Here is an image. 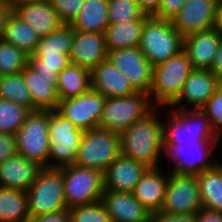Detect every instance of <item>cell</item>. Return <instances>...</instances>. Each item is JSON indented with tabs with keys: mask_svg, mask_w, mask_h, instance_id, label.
I'll return each mask as SVG.
<instances>
[{
	"mask_svg": "<svg viewBox=\"0 0 222 222\" xmlns=\"http://www.w3.org/2000/svg\"><path fill=\"white\" fill-rule=\"evenodd\" d=\"M120 155V134L98 127L83 132L75 165L104 173Z\"/></svg>",
	"mask_w": 222,
	"mask_h": 222,
	"instance_id": "cell-6",
	"label": "cell"
},
{
	"mask_svg": "<svg viewBox=\"0 0 222 222\" xmlns=\"http://www.w3.org/2000/svg\"><path fill=\"white\" fill-rule=\"evenodd\" d=\"M35 71L38 72V75L44 77H58L59 73L55 70V68L49 67H32Z\"/></svg>",
	"mask_w": 222,
	"mask_h": 222,
	"instance_id": "cell-50",
	"label": "cell"
},
{
	"mask_svg": "<svg viewBox=\"0 0 222 222\" xmlns=\"http://www.w3.org/2000/svg\"><path fill=\"white\" fill-rule=\"evenodd\" d=\"M0 4H9L8 0H0Z\"/></svg>",
	"mask_w": 222,
	"mask_h": 222,
	"instance_id": "cell-53",
	"label": "cell"
},
{
	"mask_svg": "<svg viewBox=\"0 0 222 222\" xmlns=\"http://www.w3.org/2000/svg\"><path fill=\"white\" fill-rule=\"evenodd\" d=\"M221 36L214 30H206L184 38L183 51L194 69H210L217 54Z\"/></svg>",
	"mask_w": 222,
	"mask_h": 222,
	"instance_id": "cell-24",
	"label": "cell"
},
{
	"mask_svg": "<svg viewBox=\"0 0 222 222\" xmlns=\"http://www.w3.org/2000/svg\"><path fill=\"white\" fill-rule=\"evenodd\" d=\"M107 59L124 74L137 91L149 93L153 66L139 47L109 51Z\"/></svg>",
	"mask_w": 222,
	"mask_h": 222,
	"instance_id": "cell-14",
	"label": "cell"
},
{
	"mask_svg": "<svg viewBox=\"0 0 222 222\" xmlns=\"http://www.w3.org/2000/svg\"><path fill=\"white\" fill-rule=\"evenodd\" d=\"M221 83L209 69H193L185 80L180 95L167 108L201 109Z\"/></svg>",
	"mask_w": 222,
	"mask_h": 222,
	"instance_id": "cell-15",
	"label": "cell"
},
{
	"mask_svg": "<svg viewBox=\"0 0 222 222\" xmlns=\"http://www.w3.org/2000/svg\"><path fill=\"white\" fill-rule=\"evenodd\" d=\"M218 0H186L172 18L173 27L183 37L213 29Z\"/></svg>",
	"mask_w": 222,
	"mask_h": 222,
	"instance_id": "cell-16",
	"label": "cell"
},
{
	"mask_svg": "<svg viewBox=\"0 0 222 222\" xmlns=\"http://www.w3.org/2000/svg\"><path fill=\"white\" fill-rule=\"evenodd\" d=\"M201 110L209 119L216 137L222 140V83Z\"/></svg>",
	"mask_w": 222,
	"mask_h": 222,
	"instance_id": "cell-38",
	"label": "cell"
},
{
	"mask_svg": "<svg viewBox=\"0 0 222 222\" xmlns=\"http://www.w3.org/2000/svg\"><path fill=\"white\" fill-rule=\"evenodd\" d=\"M217 167L222 171V161H217L216 162Z\"/></svg>",
	"mask_w": 222,
	"mask_h": 222,
	"instance_id": "cell-52",
	"label": "cell"
},
{
	"mask_svg": "<svg viewBox=\"0 0 222 222\" xmlns=\"http://www.w3.org/2000/svg\"><path fill=\"white\" fill-rule=\"evenodd\" d=\"M2 39L30 56L34 52L40 37L28 23L12 11L7 19Z\"/></svg>",
	"mask_w": 222,
	"mask_h": 222,
	"instance_id": "cell-29",
	"label": "cell"
},
{
	"mask_svg": "<svg viewBox=\"0 0 222 222\" xmlns=\"http://www.w3.org/2000/svg\"><path fill=\"white\" fill-rule=\"evenodd\" d=\"M58 169L62 172L64 199L68 209L101 200L104 193L102 172L75 164Z\"/></svg>",
	"mask_w": 222,
	"mask_h": 222,
	"instance_id": "cell-11",
	"label": "cell"
},
{
	"mask_svg": "<svg viewBox=\"0 0 222 222\" xmlns=\"http://www.w3.org/2000/svg\"><path fill=\"white\" fill-rule=\"evenodd\" d=\"M26 191L0 187V222H29Z\"/></svg>",
	"mask_w": 222,
	"mask_h": 222,
	"instance_id": "cell-30",
	"label": "cell"
},
{
	"mask_svg": "<svg viewBox=\"0 0 222 222\" xmlns=\"http://www.w3.org/2000/svg\"><path fill=\"white\" fill-rule=\"evenodd\" d=\"M109 24H118L132 20H146L136 0H108Z\"/></svg>",
	"mask_w": 222,
	"mask_h": 222,
	"instance_id": "cell-36",
	"label": "cell"
},
{
	"mask_svg": "<svg viewBox=\"0 0 222 222\" xmlns=\"http://www.w3.org/2000/svg\"><path fill=\"white\" fill-rule=\"evenodd\" d=\"M155 108L146 92L138 91L126 97L106 98L99 127L121 134L133 123L144 119Z\"/></svg>",
	"mask_w": 222,
	"mask_h": 222,
	"instance_id": "cell-5",
	"label": "cell"
},
{
	"mask_svg": "<svg viewBox=\"0 0 222 222\" xmlns=\"http://www.w3.org/2000/svg\"><path fill=\"white\" fill-rule=\"evenodd\" d=\"M145 20H132L109 24L104 31L107 51L138 47Z\"/></svg>",
	"mask_w": 222,
	"mask_h": 222,
	"instance_id": "cell-27",
	"label": "cell"
},
{
	"mask_svg": "<svg viewBox=\"0 0 222 222\" xmlns=\"http://www.w3.org/2000/svg\"><path fill=\"white\" fill-rule=\"evenodd\" d=\"M183 41L171 20L148 17L138 47L154 67L179 54L183 50Z\"/></svg>",
	"mask_w": 222,
	"mask_h": 222,
	"instance_id": "cell-4",
	"label": "cell"
},
{
	"mask_svg": "<svg viewBox=\"0 0 222 222\" xmlns=\"http://www.w3.org/2000/svg\"><path fill=\"white\" fill-rule=\"evenodd\" d=\"M70 62L91 71L107 59L104 33L74 31Z\"/></svg>",
	"mask_w": 222,
	"mask_h": 222,
	"instance_id": "cell-17",
	"label": "cell"
},
{
	"mask_svg": "<svg viewBox=\"0 0 222 222\" xmlns=\"http://www.w3.org/2000/svg\"><path fill=\"white\" fill-rule=\"evenodd\" d=\"M209 70L222 82V37L220 39L217 54L215 55Z\"/></svg>",
	"mask_w": 222,
	"mask_h": 222,
	"instance_id": "cell-47",
	"label": "cell"
},
{
	"mask_svg": "<svg viewBox=\"0 0 222 222\" xmlns=\"http://www.w3.org/2000/svg\"><path fill=\"white\" fill-rule=\"evenodd\" d=\"M196 222H222V212L202 207L196 213Z\"/></svg>",
	"mask_w": 222,
	"mask_h": 222,
	"instance_id": "cell-45",
	"label": "cell"
},
{
	"mask_svg": "<svg viewBox=\"0 0 222 222\" xmlns=\"http://www.w3.org/2000/svg\"><path fill=\"white\" fill-rule=\"evenodd\" d=\"M108 25V0H85L79 15L70 24L74 31L98 33H104Z\"/></svg>",
	"mask_w": 222,
	"mask_h": 222,
	"instance_id": "cell-26",
	"label": "cell"
},
{
	"mask_svg": "<svg viewBox=\"0 0 222 222\" xmlns=\"http://www.w3.org/2000/svg\"><path fill=\"white\" fill-rule=\"evenodd\" d=\"M69 222H111L101 200L69 209Z\"/></svg>",
	"mask_w": 222,
	"mask_h": 222,
	"instance_id": "cell-37",
	"label": "cell"
},
{
	"mask_svg": "<svg viewBox=\"0 0 222 222\" xmlns=\"http://www.w3.org/2000/svg\"><path fill=\"white\" fill-rule=\"evenodd\" d=\"M74 30L70 25L63 24L59 29L41 37L34 52L30 56H59L70 54Z\"/></svg>",
	"mask_w": 222,
	"mask_h": 222,
	"instance_id": "cell-32",
	"label": "cell"
},
{
	"mask_svg": "<svg viewBox=\"0 0 222 222\" xmlns=\"http://www.w3.org/2000/svg\"><path fill=\"white\" fill-rule=\"evenodd\" d=\"M150 222H196V214L151 213Z\"/></svg>",
	"mask_w": 222,
	"mask_h": 222,
	"instance_id": "cell-43",
	"label": "cell"
},
{
	"mask_svg": "<svg viewBox=\"0 0 222 222\" xmlns=\"http://www.w3.org/2000/svg\"><path fill=\"white\" fill-rule=\"evenodd\" d=\"M91 89L105 98L126 97L138 92L108 59L90 71Z\"/></svg>",
	"mask_w": 222,
	"mask_h": 222,
	"instance_id": "cell-18",
	"label": "cell"
},
{
	"mask_svg": "<svg viewBox=\"0 0 222 222\" xmlns=\"http://www.w3.org/2000/svg\"><path fill=\"white\" fill-rule=\"evenodd\" d=\"M162 110L165 111L164 117L167 119L162 120L164 143H180L189 147L196 141H220L201 109Z\"/></svg>",
	"mask_w": 222,
	"mask_h": 222,
	"instance_id": "cell-2",
	"label": "cell"
},
{
	"mask_svg": "<svg viewBox=\"0 0 222 222\" xmlns=\"http://www.w3.org/2000/svg\"><path fill=\"white\" fill-rule=\"evenodd\" d=\"M91 89L90 71L69 63L58 75L57 94L59 100L77 97Z\"/></svg>",
	"mask_w": 222,
	"mask_h": 222,
	"instance_id": "cell-28",
	"label": "cell"
},
{
	"mask_svg": "<svg viewBox=\"0 0 222 222\" xmlns=\"http://www.w3.org/2000/svg\"><path fill=\"white\" fill-rule=\"evenodd\" d=\"M26 194L30 218L67 209L62 172L57 168H43Z\"/></svg>",
	"mask_w": 222,
	"mask_h": 222,
	"instance_id": "cell-8",
	"label": "cell"
},
{
	"mask_svg": "<svg viewBox=\"0 0 222 222\" xmlns=\"http://www.w3.org/2000/svg\"><path fill=\"white\" fill-rule=\"evenodd\" d=\"M29 1H36V0H8V3L14 7L17 4L23 3V2H29Z\"/></svg>",
	"mask_w": 222,
	"mask_h": 222,
	"instance_id": "cell-51",
	"label": "cell"
},
{
	"mask_svg": "<svg viewBox=\"0 0 222 222\" xmlns=\"http://www.w3.org/2000/svg\"><path fill=\"white\" fill-rule=\"evenodd\" d=\"M219 144V141H196L186 147L180 143H164L163 157L168 159L169 172L197 176L216 166L214 151Z\"/></svg>",
	"mask_w": 222,
	"mask_h": 222,
	"instance_id": "cell-7",
	"label": "cell"
},
{
	"mask_svg": "<svg viewBox=\"0 0 222 222\" xmlns=\"http://www.w3.org/2000/svg\"><path fill=\"white\" fill-rule=\"evenodd\" d=\"M12 11L13 7L10 4H0V39H2L7 19Z\"/></svg>",
	"mask_w": 222,
	"mask_h": 222,
	"instance_id": "cell-48",
	"label": "cell"
},
{
	"mask_svg": "<svg viewBox=\"0 0 222 222\" xmlns=\"http://www.w3.org/2000/svg\"><path fill=\"white\" fill-rule=\"evenodd\" d=\"M155 108L121 134V155L139 162L149 168L159 167L164 149L163 123L160 110Z\"/></svg>",
	"mask_w": 222,
	"mask_h": 222,
	"instance_id": "cell-1",
	"label": "cell"
},
{
	"mask_svg": "<svg viewBox=\"0 0 222 222\" xmlns=\"http://www.w3.org/2000/svg\"><path fill=\"white\" fill-rule=\"evenodd\" d=\"M63 24L70 25L79 15L85 0H49Z\"/></svg>",
	"mask_w": 222,
	"mask_h": 222,
	"instance_id": "cell-39",
	"label": "cell"
},
{
	"mask_svg": "<svg viewBox=\"0 0 222 222\" xmlns=\"http://www.w3.org/2000/svg\"><path fill=\"white\" fill-rule=\"evenodd\" d=\"M186 0H160L158 11L152 16L157 19L172 20L181 10Z\"/></svg>",
	"mask_w": 222,
	"mask_h": 222,
	"instance_id": "cell-41",
	"label": "cell"
},
{
	"mask_svg": "<svg viewBox=\"0 0 222 222\" xmlns=\"http://www.w3.org/2000/svg\"><path fill=\"white\" fill-rule=\"evenodd\" d=\"M213 29L222 37V0H218L215 7V21Z\"/></svg>",
	"mask_w": 222,
	"mask_h": 222,
	"instance_id": "cell-49",
	"label": "cell"
},
{
	"mask_svg": "<svg viewBox=\"0 0 222 222\" xmlns=\"http://www.w3.org/2000/svg\"><path fill=\"white\" fill-rule=\"evenodd\" d=\"M70 63L69 54H59V56H29L28 65L30 67L55 68L60 73Z\"/></svg>",
	"mask_w": 222,
	"mask_h": 222,
	"instance_id": "cell-40",
	"label": "cell"
},
{
	"mask_svg": "<svg viewBox=\"0 0 222 222\" xmlns=\"http://www.w3.org/2000/svg\"><path fill=\"white\" fill-rule=\"evenodd\" d=\"M29 222H69V209L34 216L29 219Z\"/></svg>",
	"mask_w": 222,
	"mask_h": 222,
	"instance_id": "cell-44",
	"label": "cell"
},
{
	"mask_svg": "<svg viewBox=\"0 0 222 222\" xmlns=\"http://www.w3.org/2000/svg\"><path fill=\"white\" fill-rule=\"evenodd\" d=\"M103 202L111 222H150L151 212L132 192L104 191Z\"/></svg>",
	"mask_w": 222,
	"mask_h": 222,
	"instance_id": "cell-20",
	"label": "cell"
},
{
	"mask_svg": "<svg viewBox=\"0 0 222 222\" xmlns=\"http://www.w3.org/2000/svg\"><path fill=\"white\" fill-rule=\"evenodd\" d=\"M202 206L222 212V171L217 167L196 176Z\"/></svg>",
	"mask_w": 222,
	"mask_h": 222,
	"instance_id": "cell-31",
	"label": "cell"
},
{
	"mask_svg": "<svg viewBox=\"0 0 222 222\" xmlns=\"http://www.w3.org/2000/svg\"><path fill=\"white\" fill-rule=\"evenodd\" d=\"M42 169L38 163L17 153L0 164V187L26 191Z\"/></svg>",
	"mask_w": 222,
	"mask_h": 222,
	"instance_id": "cell-23",
	"label": "cell"
},
{
	"mask_svg": "<svg viewBox=\"0 0 222 222\" xmlns=\"http://www.w3.org/2000/svg\"><path fill=\"white\" fill-rule=\"evenodd\" d=\"M160 167L148 168L132 191L133 197L151 213L159 212L165 199L169 171L163 174L166 170Z\"/></svg>",
	"mask_w": 222,
	"mask_h": 222,
	"instance_id": "cell-22",
	"label": "cell"
},
{
	"mask_svg": "<svg viewBox=\"0 0 222 222\" xmlns=\"http://www.w3.org/2000/svg\"><path fill=\"white\" fill-rule=\"evenodd\" d=\"M22 75L33 99V111L56 110L59 102L56 90L58 77L38 75V72L28 64L22 71Z\"/></svg>",
	"mask_w": 222,
	"mask_h": 222,
	"instance_id": "cell-25",
	"label": "cell"
},
{
	"mask_svg": "<svg viewBox=\"0 0 222 222\" xmlns=\"http://www.w3.org/2000/svg\"><path fill=\"white\" fill-rule=\"evenodd\" d=\"M30 112L26 106L0 98V132L15 135Z\"/></svg>",
	"mask_w": 222,
	"mask_h": 222,
	"instance_id": "cell-34",
	"label": "cell"
},
{
	"mask_svg": "<svg viewBox=\"0 0 222 222\" xmlns=\"http://www.w3.org/2000/svg\"><path fill=\"white\" fill-rule=\"evenodd\" d=\"M202 207L196 176L169 172L160 211L167 214H196Z\"/></svg>",
	"mask_w": 222,
	"mask_h": 222,
	"instance_id": "cell-12",
	"label": "cell"
},
{
	"mask_svg": "<svg viewBox=\"0 0 222 222\" xmlns=\"http://www.w3.org/2000/svg\"><path fill=\"white\" fill-rule=\"evenodd\" d=\"M149 167L120 155L103 173L104 191L132 192Z\"/></svg>",
	"mask_w": 222,
	"mask_h": 222,
	"instance_id": "cell-19",
	"label": "cell"
},
{
	"mask_svg": "<svg viewBox=\"0 0 222 222\" xmlns=\"http://www.w3.org/2000/svg\"><path fill=\"white\" fill-rule=\"evenodd\" d=\"M0 98L21 104L33 111V99L22 72L0 76Z\"/></svg>",
	"mask_w": 222,
	"mask_h": 222,
	"instance_id": "cell-33",
	"label": "cell"
},
{
	"mask_svg": "<svg viewBox=\"0 0 222 222\" xmlns=\"http://www.w3.org/2000/svg\"><path fill=\"white\" fill-rule=\"evenodd\" d=\"M48 134L50 151L48 168H61L76 163L83 131L71 121L49 110Z\"/></svg>",
	"mask_w": 222,
	"mask_h": 222,
	"instance_id": "cell-10",
	"label": "cell"
},
{
	"mask_svg": "<svg viewBox=\"0 0 222 222\" xmlns=\"http://www.w3.org/2000/svg\"><path fill=\"white\" fill-rule=\"evenodd\" d=\"M105 99L90 89L77 97L59 100L55 111L85 132L99 127Z\"/></svg>",
	"mask_w": 222,
	"mask_h": 222,
	"instance_id": "cell-13",
	"label": "cell"
},
{
	"mask_svg": "<svg viewBox=\"0 0 222 222\" xmlns=\"http://www.w3.org/2000/svg\"><path fill=\"white\" fill-rule=\"evenodd\" d=\"M17 154L15 135L0 132V164Z\"/></svg>",
	"mask_w": 222,
	"mask_h": 222,
	"instance_id": "cell-42",
	"label": "cell"
},
{
	"mask_svg": "<svg viewBox=\"0 0 222 222\" xmlns=\"http://www.w3.org/2000/svg\"><path fill=\"white\" fill-rule=\"evenodd\" d=\"M29 55L13 44L0 39V76L20 73L28 64Z\"/></svg>",
	"mask_w": 222,
	"mask_h": 222,
	"instance_id": "cell-35",
	"label": "cell"
},
{
	"mask_svg": "<svg viewBox=\"0 0 222 222\" xmlns=\"http://www.w3.org/2000/svg\"><path fill=\"white\" fill-rule=\"evenodd\" d=\"M49 110L31 111L15 133L17 153L48 168L50 151Z\"/></svg>",
	"mask_w": 222,
	"mask_h": 222,
	"instance_id": "cell-9",
	"label": "cell"
},
{
	"mask_svg": "<svg viewBox=\"0 0 222 222\" xmlns=\"http://www.w3.org/2000/svg\"><path fill=\"white\" fill-rule=\"evenodd\" d=\"M140 10L149 17H152L159 8L160 0H136Z\"/></svg>",
	"mask_w": 222,
	"mask_h": 222,
	"instance_id": "cell-46",
	"label": "cell"
},
{
	"mask_svg": "<svg viewBox=\"0 0 222 222\" xmlns=\"http://www.w3.org/2000/svg\"><path fill=\"white\" fill-rule=\"evenodd\" d=\"M13 12L28 23L40 38L63 25L49 0L23 2L15 5Z\"/></svg>",
	"mask_w": 222,
	"mask_h": 222,
	"instance_id": "cell-21",
	"label": "cell"
},
{
	"mask_svg": "<svg viewBox=\"0 0 222 222\" xmlns=\"http://www.w3.org/2000/svg\"><path fill=\"white\" fill-rule=\"evenodd\" d=\"M193 69L183 50L154 66L148 93L152 104L157 108L169 107L180 95L183 84Z\"/></svg>",
	"mask_w": 222,
	"mask_h": 222,
	"instance_id": "cell-3",
	"label": "cell"
}]
</instances>
